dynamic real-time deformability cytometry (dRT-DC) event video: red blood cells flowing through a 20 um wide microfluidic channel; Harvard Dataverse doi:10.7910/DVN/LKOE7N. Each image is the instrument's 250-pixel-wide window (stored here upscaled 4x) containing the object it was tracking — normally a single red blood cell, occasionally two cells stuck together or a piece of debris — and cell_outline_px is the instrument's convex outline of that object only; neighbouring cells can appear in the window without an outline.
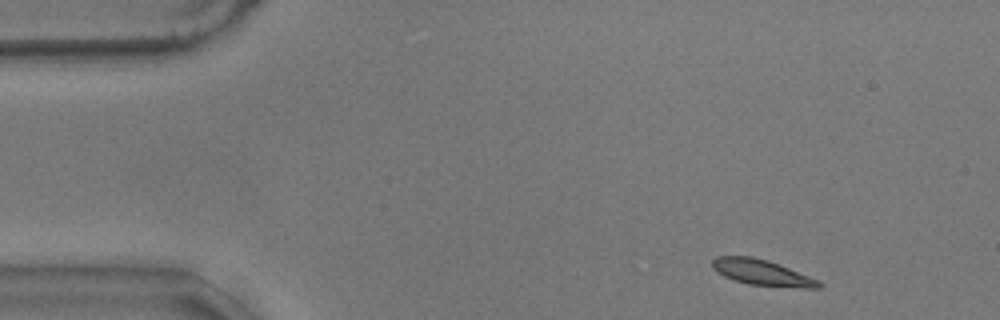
{"species": "common noctule bat (a hibernating species)", "species_latin": "Nyctalus noctula", "temperature_condition": "warm", "stored_images_in_passage": 29, "camera_frame_rate_fps": 3000, "um_per_image_px": 0.085, "animal": {"sex": "male", "body_mass_g": 17.9}, "frame": {"image": 1, "passage_image": 2, "time_ms": 0.333, "image_size_px": [1000, 320], "cell_outline_px": [[824, 284], [820, 288], [804, 288], [748, 284], [724, 276], [712, 268], [712, 260], [716, 256], [752, 256], [768, 260], [780, 264], [820, 280]], "centroid_in_image_um": [64.81, 23.16], "position_along_channel_um": 20.2, "area_um2": 16.07}}
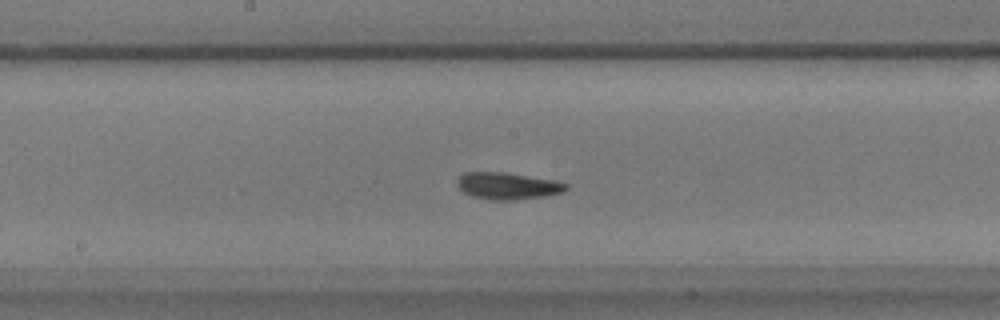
{"frame": {"image": 2, "passage_image": 25, "time_ms": 8.0, "image_size_px": [1000, 320], "cell_outline_px": [[568, 188], [564, 192], [544, 196], [512, 200], [492, 200], [472, 196], [464, 192], [456, 184], [456, 180], [464, 172], [504, 172], [556, 180], [568, 184]], "centroid_in_image_um": [43.16, 15.79], "position_along_channel_um": 205.0, "area_um2": 17.11}}
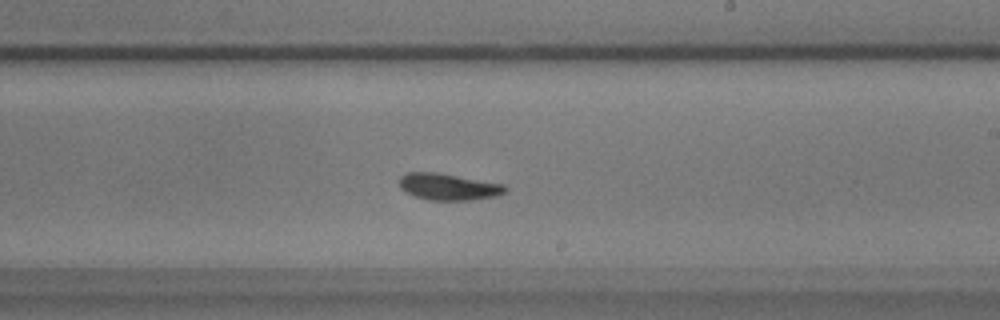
{"frame": {"image": 3, "passage_image": 29, "time_ms": 9.333, "image_size_px": [1000, 320], "cell_outline_px": [[508, 188], [504, 192], [496, 196], [472, 200], [428, 200], [416, 196], [400, 188], [400, 176], [408, 172], [436, 172], [504, 184]], "centroid_in_image_um": [38.13, 15.87], "position_along_channel_um": 250.9, "area_um2": 16.3}}